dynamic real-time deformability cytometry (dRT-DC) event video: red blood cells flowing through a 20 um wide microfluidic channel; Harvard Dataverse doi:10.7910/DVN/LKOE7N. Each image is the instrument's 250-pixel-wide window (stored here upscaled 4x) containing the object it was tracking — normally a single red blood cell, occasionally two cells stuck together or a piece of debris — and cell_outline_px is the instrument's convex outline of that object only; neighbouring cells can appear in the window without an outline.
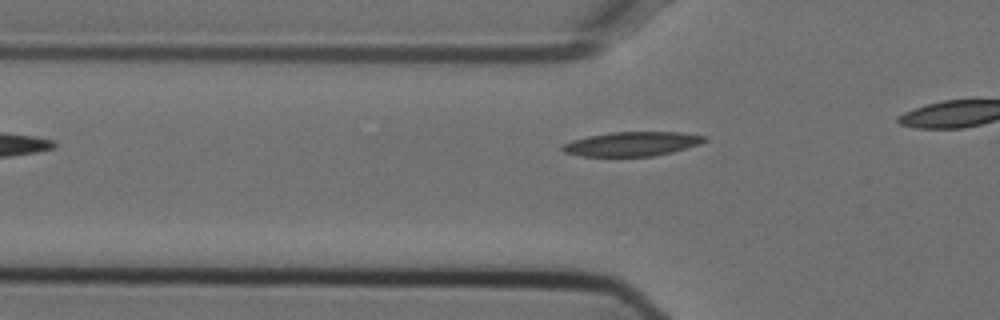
{"species": "Egyptian fruit bat (a non-hibernating species)", "species_latin": "Rousettus aegyptiacus", "temperature_condition": "cold", "stored_images_in_passage": 8, "camera_frame_rate_fps": 3000, "um_per_image_px": 0.085, "animal": {"sex": "female"}, "frame": {"image": 1, "passage_image": 2, "time_ms": 0.333, "image_size_px": [1000, 320], "cell_outline_px": [[708, 140], [700, 144], [672, 152], [652, 156], [580, 156], [564, 152], [560, 148], [564, 144], [572, 140], [588, 136], [612, 132], [684, 132], [708, 136]], "centroid_in_image_um": [53.76, 12.22], "position_along_channel_um": 72.0, "area_um2": 20.17}}
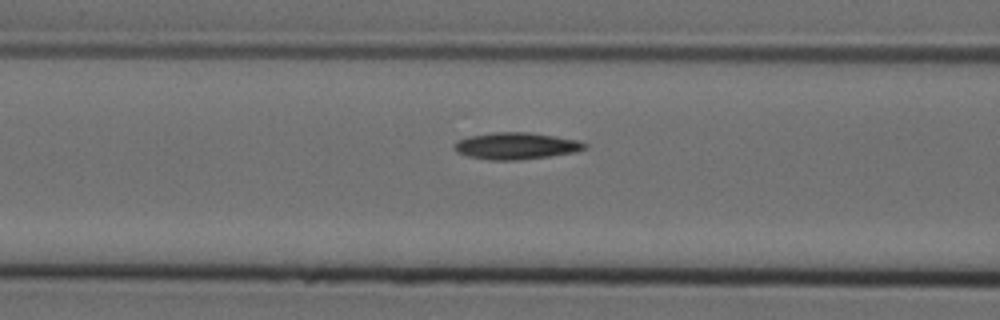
{"frame": {"image": 2, "passage_image": 6, "time_ms": 1.667, "image_size_px": [1000, 320], "cell_outline_px": [[588, 148], [576, 152], [520, 160], [488, 160], [468, 156], [456, 152], [452, 148], [452, 144], [456, 140], [468, 136], [492, 132], [528, 132], [556, 136], [580, 140], [588, 144]], "centroid_in_image_um": [43.85, 12.39], "position_along_channel_um": 122.8, "area_um2": 20.75}}